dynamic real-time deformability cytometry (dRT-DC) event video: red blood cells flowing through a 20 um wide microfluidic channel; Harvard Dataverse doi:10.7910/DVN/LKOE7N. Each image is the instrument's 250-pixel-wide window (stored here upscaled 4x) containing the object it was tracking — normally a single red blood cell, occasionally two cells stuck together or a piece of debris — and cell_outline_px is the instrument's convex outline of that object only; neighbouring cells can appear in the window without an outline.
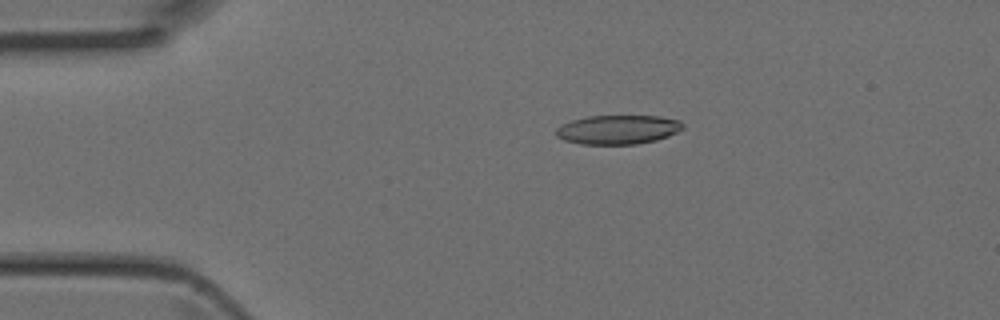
{"species": "Egyptian fruit bat (a non-hibernating species)", "species_latin": "Rousettus aegyptiacus", "temperature_condition": "room temperature", "stored_images_in_passage": 2, "camera_frame_rate_fps": 3000, "um_per_image_px": 0.085, "animal": {"sex": "female"}, "frame": {"image": 1, "passage_image": 1, "time_ms": 0.0, "image_size_px": [1000, 320], "cell_outline_px": [[684, 128], [668, 136], [656, 140], [636, 144], [580, 144], [564, 140], [556, 136], [556, 128], [572, 120], [588, 116], [660, 116], [680, 120], [684, 124]], "centroid_in_image_um": [52.54, 11.01], "position_along_channel_um": 32.5, "area_um2": 21.5}}